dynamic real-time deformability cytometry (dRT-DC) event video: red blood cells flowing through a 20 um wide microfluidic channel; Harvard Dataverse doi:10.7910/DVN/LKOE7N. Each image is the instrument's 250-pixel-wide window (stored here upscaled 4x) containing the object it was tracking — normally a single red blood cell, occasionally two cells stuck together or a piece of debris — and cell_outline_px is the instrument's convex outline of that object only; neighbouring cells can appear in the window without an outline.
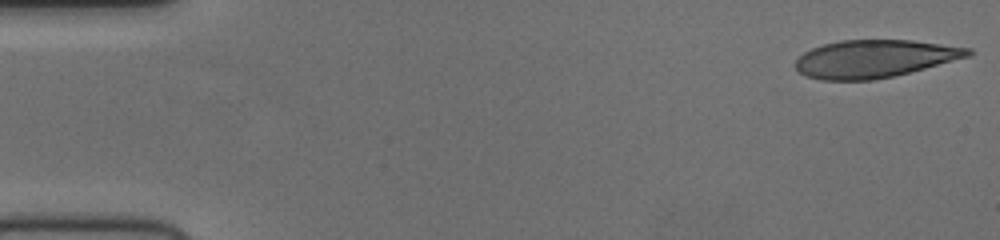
{"species": "human", "species_latin": "Homo sapiens", "temperature_condition": "cold", "stored_images_in_passage": 50, "camera_frame_rate_fps": 3000, "um_per_image_px": 0.085, "donor": {"sex": "female"}, "frame": {"image": 1, "passage_image": 1, "time_ms": 0.0, "image_size_px": [1000, 240], "cell_outline_px": [[972, 52], [968, 56], [924, 68], [892, 76], [872, 80], [820, 80], [804, 76], [796, 68], [796, 60], [804, 52], [812, 48], [824, 44], [840, 40], [912, 40], [972, 48]], "centroid_in_image_um": [74.29, 4.99], "position_along_channel_um": 10.7, "area_um2": 37.57}}
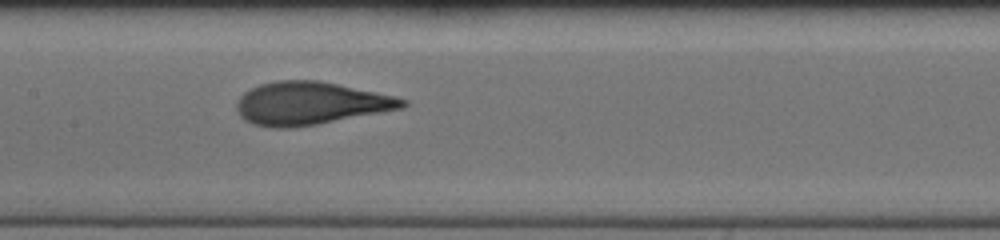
{"frame": {"image": 2, "passage_image": 25, "time_ms": 8.0, "image_size_px": [1000, 240], "cell_outline_px": [[408, 104], [404, 108], [316, 124], [292, 128], [272, 128], [252, 124], [244, 120], [236, 112], [236, 100], [244, 92], [260, 84], [276, 80], [320, 80], [396, 96], [408, 100]], "centroid_in_image_um": [26.36, 8.78], "position_along_channel_um": 181.0, "area_um2": 41.67}}
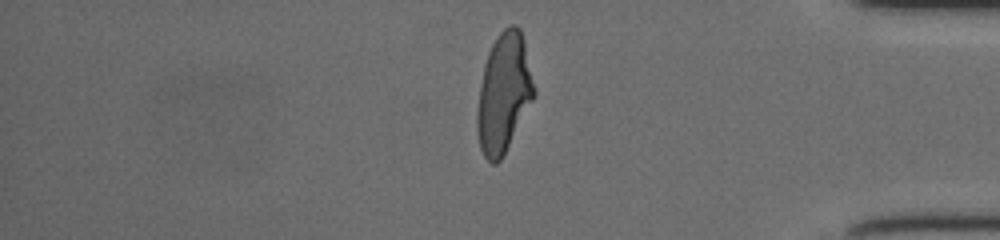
{"frame": {"image": 3, "passage_image": 43, "time_ms": 14.0, "image_size_px": [1000, 240], "cell_outline_px": [[536, 92], [532, 100], [500, 160], [496, 164], [492, 164], [484, 156], [480, 148], [476, 132], [476, 112], [480, 84], [488, 52], [496, 36], [504, 28], [512, 24], [516, 24], [520, 28], [524, 40], [536, 88]], "centroid_in_image_um": [42.81, 7.88], "position_along_channel_um": 392.4, "area_um2": 39.3}}